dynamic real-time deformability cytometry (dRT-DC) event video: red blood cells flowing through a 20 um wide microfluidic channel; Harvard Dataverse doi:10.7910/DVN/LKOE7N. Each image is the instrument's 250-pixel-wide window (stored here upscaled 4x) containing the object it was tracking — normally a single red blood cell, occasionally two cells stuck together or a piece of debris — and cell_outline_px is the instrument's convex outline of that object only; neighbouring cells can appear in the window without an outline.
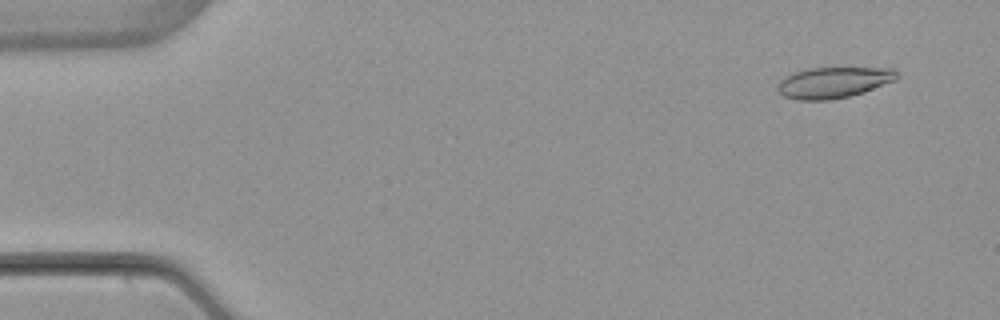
{"species": "common noctule bat (a hibernating species)", "species_latin": "Nyctalus noctula", "temperature_condition": "warm", "stored_images_in_passage": 6, "camera_frame_rate_fps": 3000, "um_per_image_px": 0.085, "animal": {"sex": "female", "body_mass_g": 22.7, "forearm_length_mm": 54.2}, "frame": {"image": 1, "passage_image": 1, "time_ms": 0.0, "image_size_px": [1000, 320], "cell_outline_px": [[900, 76], [896, 80], [864, 92], [848, 96], [828, 100], [796, 100], [784, 96], [776, 88], [780, 80], [792, 72], [808, 68], [892, 68]], "centroid_in_image_um": [70.84, 7.01], "position_along_channel_um": 14.2, "area_um2": 21.56}}
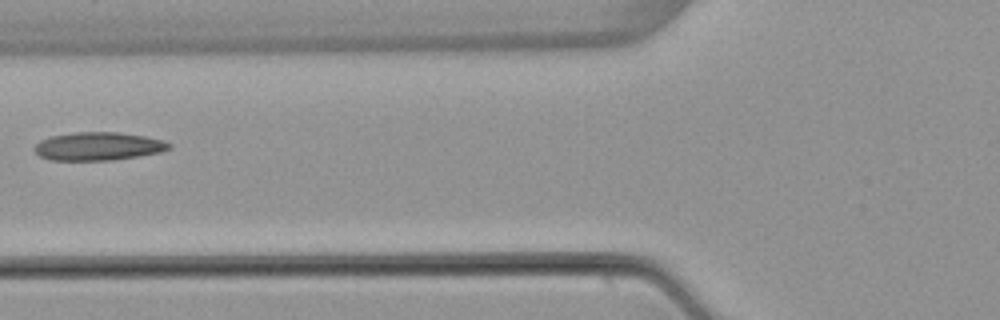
{"frame": {"image": 2, "passage_image": 5, "time_ms": 5.667, "image_size_px": [1000, 320], "cell_outline_px": [[172, 148], [160, 152], [140, 156], [112, 160], [48, 160], [40, 156], [32, 148], [40, 140], [52, 136], [76, 132], [116, 132], [144, 136], [164, 140], [172, 144]], "centroid_in_image_um": [8.36, 12.44], "position_along_channel_um": 117.4, "area_um2": 22.2}}
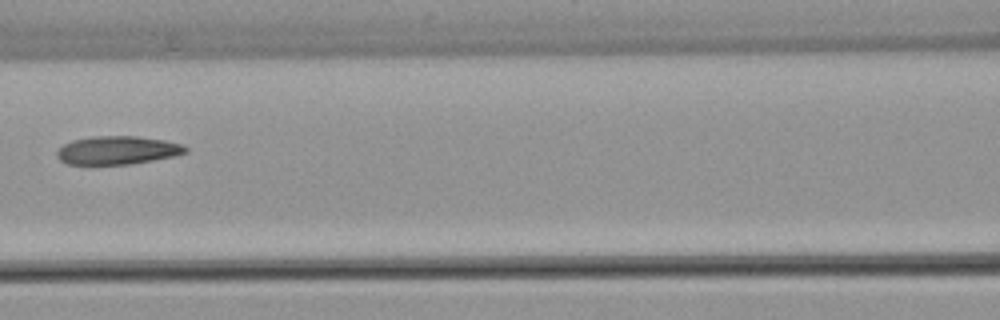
{"frame": {"image": 3, "passage_image": 6, "time_ms": 6.667, "image_size_px": [1000, 320], "cell_outline_px": [[188, 152], [176, 156], [128, 164], [88, 168], [64, 164], [56, 156], [56, 152], [64, 144], [72, 140], [92, 136], [136, 136], [164, 140], [184, 144], [188, 148]], "centroid_in_image_um": [9.91, 12.82], "position_along_channel_um": 156.7, "area_um2": 22.25}}